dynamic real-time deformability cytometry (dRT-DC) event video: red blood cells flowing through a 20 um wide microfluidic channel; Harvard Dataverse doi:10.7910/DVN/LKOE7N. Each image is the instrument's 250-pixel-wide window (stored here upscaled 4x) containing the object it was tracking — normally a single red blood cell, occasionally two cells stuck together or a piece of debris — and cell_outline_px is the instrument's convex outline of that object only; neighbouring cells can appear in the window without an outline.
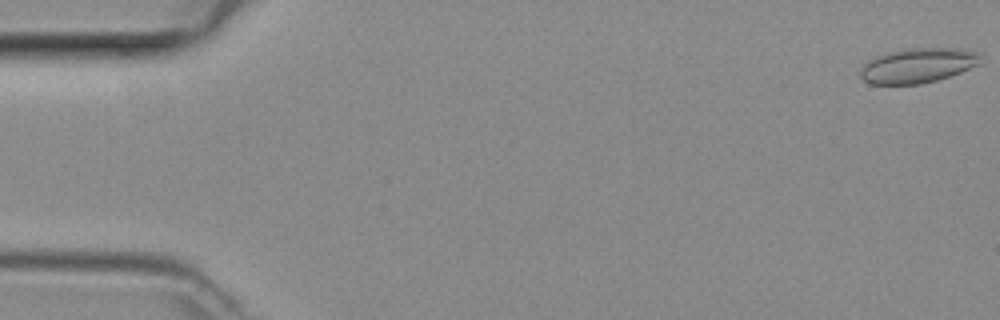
{"species": "common noctule bat (a hibernating species)", "species_latin": "Nyctalus noctula", "temperature_condition": "room temperature", "stored_images_in_passage": 41, "camera_frame_rate_fps": 3000, "um_per_image_px": 0.085, "animal": {"sex": "female", "body_mass_g": 29.2, "forearm_length_mm": 56.3}, "frame": {"image": 1, "passage_image": 1, "time_ms": 0.0, "image_size_px": [1000, 320], "cell_outline_px": [[980, 64], [960, 72], [936, 80], [920, 84], [868, 84], [860, 76], [860, 68], [868, 60], [876, 56], [888, 52], [904, 48], [964, 48], [980, 52]], "centroid_in_image_um": [78.01, 5.55], "position_along_channel_um": 7.0, "area_um2": 24.57}}
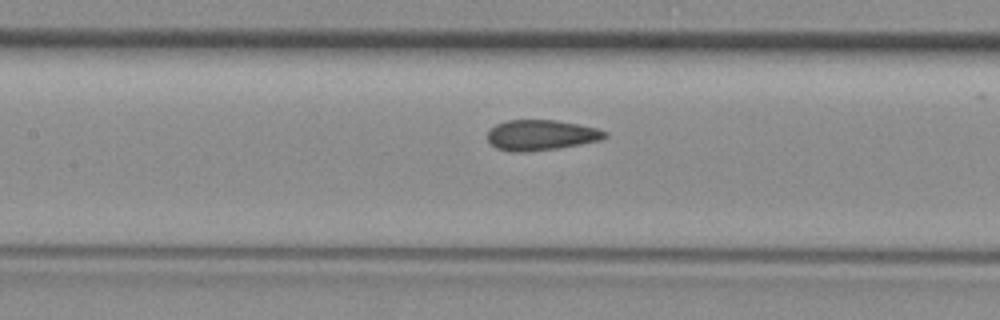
{"frame": {"image": 2, "passage_image": 22, "time_ms": 7.0, "image_size_px": [1000, 320], "cell_outline_px": [[608, 136], [600, 140], [580, 144], [556, 148], [528, 152], [512, 152], [496, 148], [488, 140], [488, 128], [496, 124], [508, 120], [556, 120], [596, 128], [608, 132]], "centroid_in_image_um": [45.96, 11.48], "position_along_channel_um": 161.4, "area_um2": 20.81}}
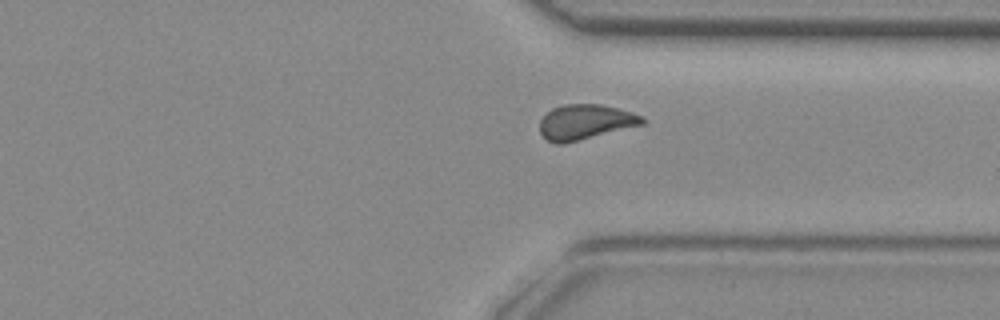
{"frame": {"image": 3, "passage_image": 36, "time_ms": 11.667, "image_size_px": [1000, 320], "cell_outline_px": [[644, 124], [564, 144], [556, 144], [548, 140], [540, 132], [540, 120], [552, 108], [564, 104], [600, 104], [632, 112], [644, 116]], "centroid_in_image_um": [49.75, 10.37], "position_along_channel_um": 361.6, "area_um2": 20.87}}